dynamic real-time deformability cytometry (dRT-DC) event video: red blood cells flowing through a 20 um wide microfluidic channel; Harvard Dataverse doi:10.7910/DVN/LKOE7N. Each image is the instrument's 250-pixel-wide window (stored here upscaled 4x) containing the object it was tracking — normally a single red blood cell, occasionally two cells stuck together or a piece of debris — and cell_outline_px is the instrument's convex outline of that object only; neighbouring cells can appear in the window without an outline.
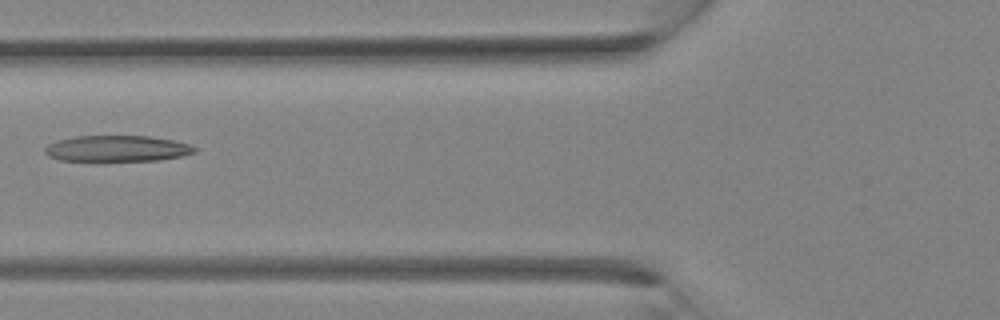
{"species": "Egyptian fruit bat (a non-hibernating species)", "species_latin": "Rousettus aegyptiacus", "temperature_condition": "room temperature", "stored_images_in_passage": 33, "camera_frame_rate_fps": 3000, "um_per_image_px": 0.085, "animal": {"sex": "female"}, "frame": {"image": 1, "passage_image": 13, "time_ms": 4.0, "image_size_px": [1000, 320], "cell_outline_px": [[200, 148], [196, 152], [180, 156], [156, 160], [60, 160], [48, 156], [44, 152], [44, 148], [48, 144], [56, 140], [76, 136], [148, 136], [172, 140], [188, 144]], "centroid_in_image_um": [9.94, 12.61], "position_along_channel_um": 115.9, "area_um2": 22.54}}
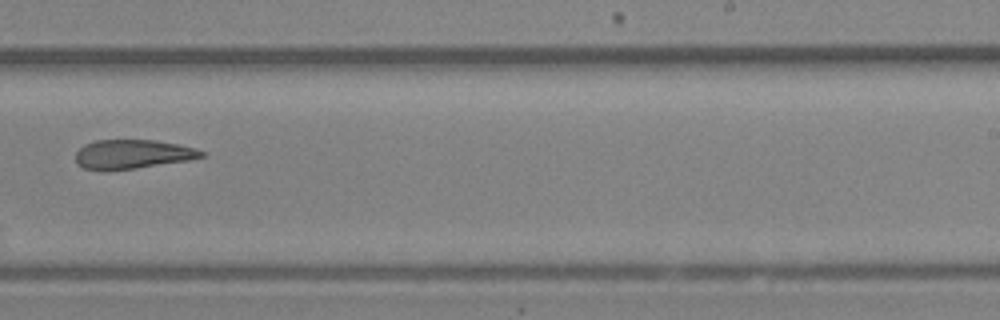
{"frame": {"image": 2, "passage_image": 21, "time_ms": 6.667, "image_size_px": [1000, 320], "cell_outline_px": [[204, 156], [188, 160], [136, 168], [84, 168], [76, 164], [76, 152], [84, 144], [96, 140], [152, 140], [176, 144], [192, 148], [204, 152]], "centroid_in_image_um": [11.24, 13.08], "position_along_channel_um": 277.8, "area_um2": 20.58}}
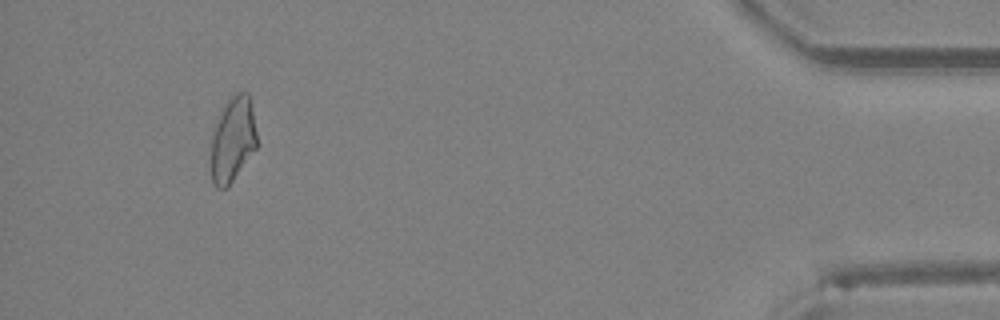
{"frame": {"image": 3, "passage_image": 31, "time_ms": 10.0, "image_size_px": [1000, 320], "cell_outline_px": [[256, 148], [228, 188], [216, 188], [212, 184], [212, 132], [228, 100], [236, 92], [248, 92], [252, 104], [256, 132]], "centroid_in_image_um": [19.8, 11.88], "position_along_channel_um": 415.4, "area_um2": 22.48}}